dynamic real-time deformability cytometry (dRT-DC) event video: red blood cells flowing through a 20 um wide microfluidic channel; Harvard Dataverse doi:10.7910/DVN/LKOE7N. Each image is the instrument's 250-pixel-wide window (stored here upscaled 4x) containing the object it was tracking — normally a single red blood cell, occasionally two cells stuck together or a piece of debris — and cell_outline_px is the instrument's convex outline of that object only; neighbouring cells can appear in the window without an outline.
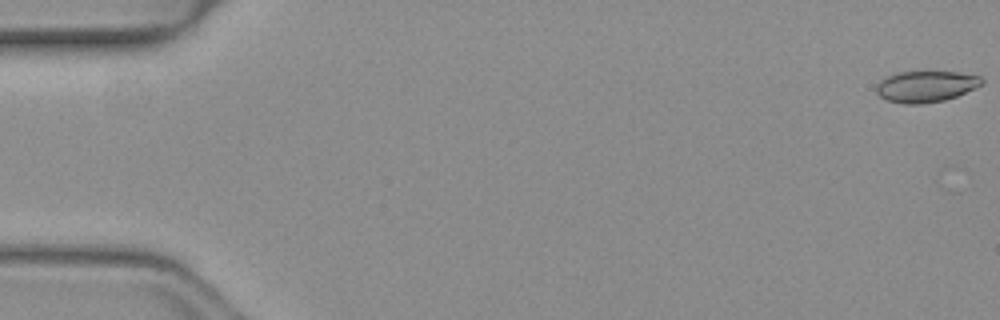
{"species": "common noctule bat (a hibernating species)", "species_latin": "Nyctalus noctula", "temperature_condition": "warm", "stored_images_in_passage": 12, "camera_frame_rate_fps": 3000, "um_per_image_px": 0.085, "animal": {"sex": "female", "body_mass_g": 19.3, "forearm_length_mm": 54.1}, "frame": {"image": 1, "passage_image": 1, "time_ms": 0.0, "image_size_px": [1000, 320], "cell_outline_px": [[984, 84], [976, 88], [956, 96], [944, 100], [920, 104], [904, 104], [888, 100], [880, 96], [876, 92], [876, 84], [880, 80], [888, 76], [900, 72], [956, 72], [980, 76], [984, 80]], "centroid_in_image_um": [78.71, 7.35], "position_along_channel_um": 6.3, "area_um2": 19.13}}